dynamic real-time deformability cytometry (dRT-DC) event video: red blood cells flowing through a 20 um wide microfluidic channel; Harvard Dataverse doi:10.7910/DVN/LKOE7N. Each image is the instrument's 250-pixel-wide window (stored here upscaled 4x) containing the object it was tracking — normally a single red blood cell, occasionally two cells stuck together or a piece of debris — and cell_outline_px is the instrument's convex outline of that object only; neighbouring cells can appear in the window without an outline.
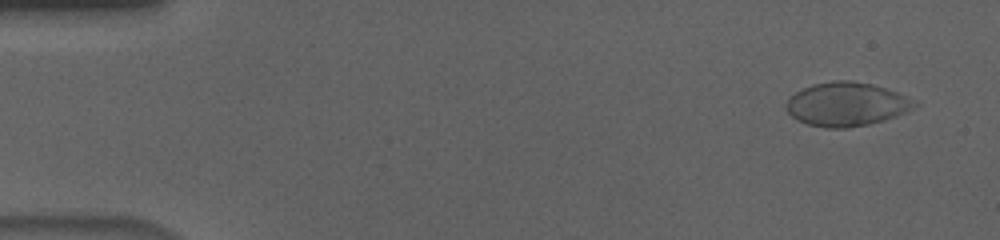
{"species": "human", "species_latin": "Homo sapiens", "temperature_condition": "cold", "stored_images_in_passage": 57, "camera_frame_rate_fps": 3000, "um_per_image_px": 0.085, "donor": {"sex": "male"}, "frame": {"image": 1, "passage_image": 4, "time_ms": 1.0, "image_size_px": [1000, 240], "cell_outline_px": [[920, 104], [896, 116], [884, 120], [868, 124], [848, 128], [828, 128], [808, 124], [796, 120], [788, 112], [784, 104], [796, 92], [812, 84], [832, 80], [848, 80], [872, 84], [896, 92]], "centroid_in_image_um": [71.92, 8.86], "position_along_channel_um": 13.1, "area_um2": 32.48}}
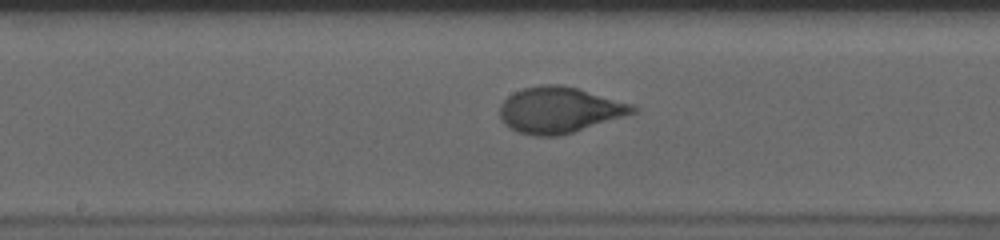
{"frame": {"image": 2, "passage_image": 30, "time_ms": 9.667, "image_size_px": [1000, 240], "cell_outline_px": [[640, 108], [636, 112], [624, 116], [560, 136], [532, 136], [516, 132], [508, 128], [504, 124], [500, 116], [500, 104], [512, 92], [524, 88], [544, 84], [560, 84], [576, 88], [636, 104]], "centroid_in_image_um": [47.54, 9.35], "position_along_channel_um": 200.7, "area_um2": 35.89}}
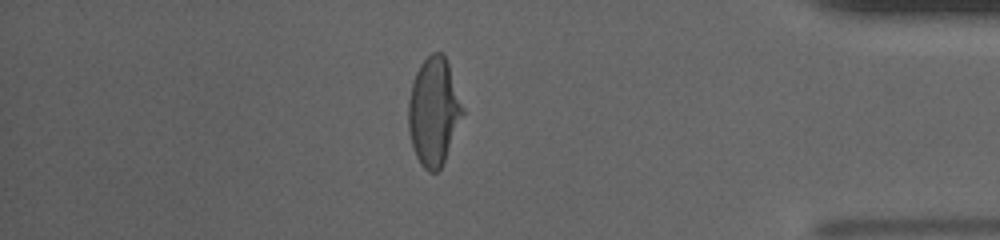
{"frame": {"image": 3, "passage_image": 49, "time_ms": 16.0, "image_size_px": [1000, 240], "cell_outline_px": [[464, 112], [444, 160], [440, 168], [436, 172], [428, 172], [420, 164], [412, 148], [408, 128], [408, 100], [412, 84], [416, 72], [420, 64], [432, 52], [444, 52], [464, 108]], "centroid_in_image_um": [36.85, 9.47], "position_along_channel_um": 398.3, "area_um2": 33.99}, "authors_computed_cell_mechanics": {"area_um2": 34.2176, "velocity_mm_per_s": 3.6384, "shape_relaxation_time_tau1_ms": 4.4237, "shape_relaxation_time_tau2_ms": null, "deformation_change_tau1": 0.1902, "deformation_change_tau2": null}}